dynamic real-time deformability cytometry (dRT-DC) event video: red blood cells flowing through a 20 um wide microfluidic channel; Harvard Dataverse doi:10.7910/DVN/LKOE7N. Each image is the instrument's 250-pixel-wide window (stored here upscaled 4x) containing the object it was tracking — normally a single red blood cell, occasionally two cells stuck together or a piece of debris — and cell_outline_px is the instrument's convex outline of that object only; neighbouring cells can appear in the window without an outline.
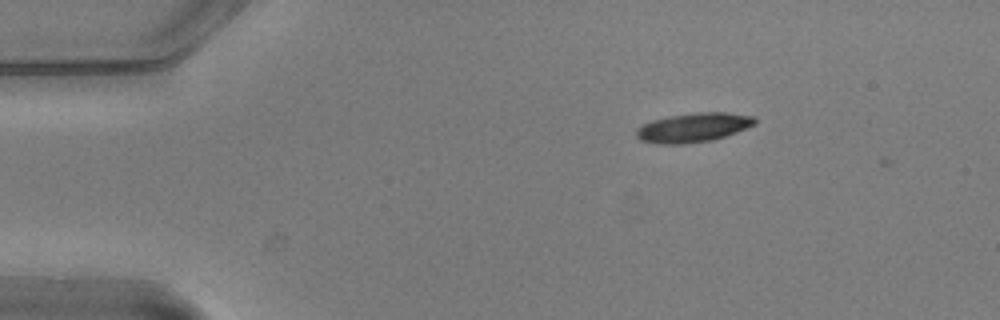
{"species": "common noctule bat (a hibernating species)", "species_latin": "Nyctalus noctula", "temperature_condition": "warm", "stored_images_in_passage": 5, "camera_frame_rate_fps": 3000, "um_per_image_px": 0.085, "animal": {"sex": "male", "body_mass_g": 20.5, "forearm_length_mm": 52.5}, "frame": {"image": 1, "passage_image": 1, "time_ms": 0.0, "image_size_px": [1000, 320], "cell_outline_px": [[756, 124], [736, 132], [712, 140], [684, 144], [656, 144], [640, 140], [636, 136], [636, 128], [652, 120], [672, 116], [700, 112], [724, 112], [756, 116]], "centroid_in_image_um": [58.94, 10.84], "position_along_channel_um": 26.1, "area_um2": 20.11}}